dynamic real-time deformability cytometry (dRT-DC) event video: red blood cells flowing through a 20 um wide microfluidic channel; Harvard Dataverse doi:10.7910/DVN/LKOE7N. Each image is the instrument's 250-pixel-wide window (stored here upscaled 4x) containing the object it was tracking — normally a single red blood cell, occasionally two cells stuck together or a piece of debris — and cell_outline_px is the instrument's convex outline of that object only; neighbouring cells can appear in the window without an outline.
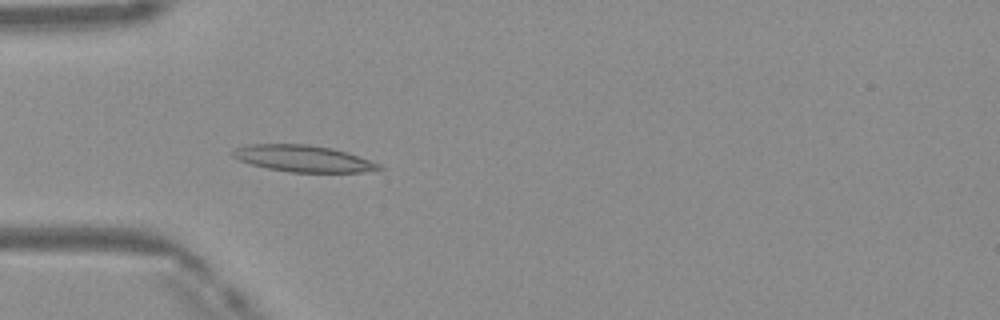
{"species": "Egyptian fruit bat (a non-hibernating species)", "species_latin": "Rousettus aegyptiacus", "temperature_condition": "warm", "stored_images_in_passage": 39, "camera_frame_rate_fps": 3000, "um_per_image_px": 0.085, "frame": {"image": 1, "passage_image": 5, "time_ms": 1.333, "image_size_px": [1000, 320], "cell_outline_px": [[384, 168], [364, 172], [288, 172], [268, 168], [252, 164], [240, 160], [232, 156], [228, 152], [236, 148], [248, 144], [304, 144], [332, 148], [348, 152], [380, 164]], "centroid_in_image_um": [25.76, 13.47], "position_along_channel_um": 59.2, "area_um2": 22.6}}
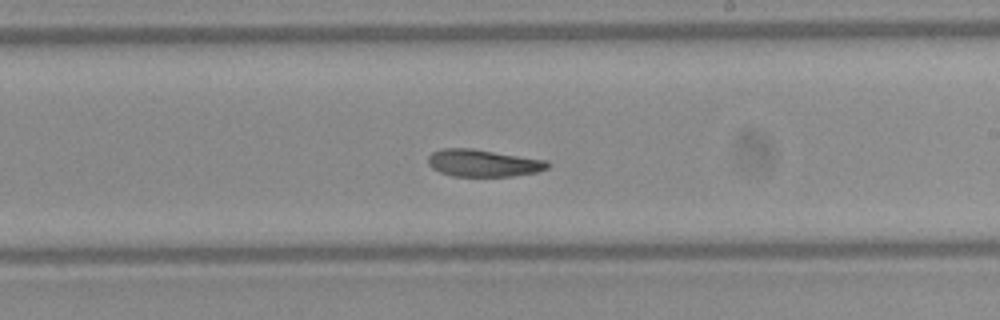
{"frame": {"image": 2, "passage_image": 19, "time_ms": 6.0, "image_size_px": [1000, 320], "cell_outline_px": [[552, 164], [548, 168], [536, 172], [512, 176], [452, 176], [440, 172], [432, 168], [428, 164], [428, 156], [432, 152], [440, 148], [472, 148], [548, 160]], "centroid_in_image_um": [41.08, 13.85], "position_along_channel_um": 247.9, "area_um2": 19.13}}
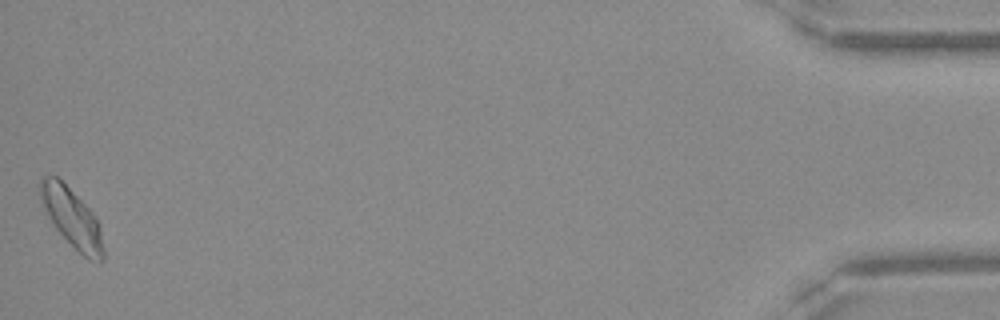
{"frame": {"image": 3, "passage_image": 39, "time_ms": 12.667, "image_size_px": [1000, 320], "cell_outline_px": [[104, 260], [100, 264], [88, 260], [56, 228], [48, 216], [44, 208], [40, 196], [40, 180], [44, 176], [56, 176], [92, 212], [100, 224], [104, 248]], "centroid_in_image_um": [6.16, 18.57], "position_along_channel_um": 429.0, "area_um2": 21.21}, "authors_computed_cell_mechanics": {"area_um2": 19.941, "velocity_mm_per_s": 4.1186, "shape_relaxation_time_tau1_ms": 7.1208, "shape_relaxation_time_tau2_ms": 2.3546, "deformation_change_tau1": 0.172, "deformation_change_tau2": 0.0809}}